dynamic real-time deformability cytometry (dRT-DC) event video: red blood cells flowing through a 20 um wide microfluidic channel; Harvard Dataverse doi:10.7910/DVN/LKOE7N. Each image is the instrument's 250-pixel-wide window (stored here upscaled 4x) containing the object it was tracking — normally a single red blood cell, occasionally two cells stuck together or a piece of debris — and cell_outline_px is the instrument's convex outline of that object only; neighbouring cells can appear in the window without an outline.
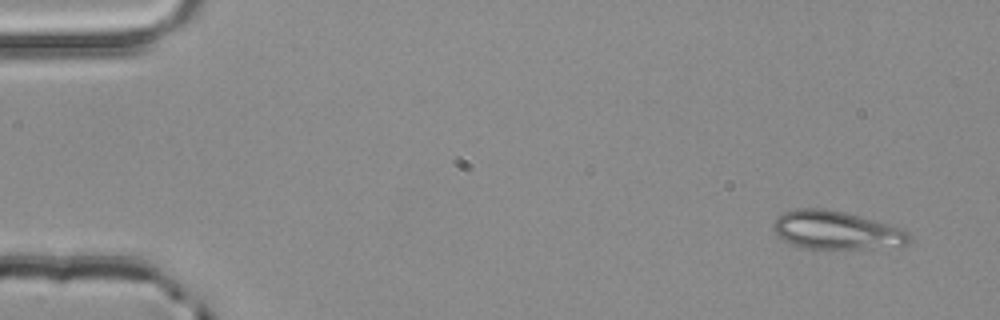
{"species": "common noctule bat (a hibernating species)", "species_latin": "Nyctalus noctula", "temperature_condition": "room temperature", "stored_images_in_passage": 3, "camera_frame_rate_fps": 3000, "um_per_image_px": 0.085, "animal": {"sex": "male", "body_mass_g": 20.4}, "frame": {"image": 1, "passage_image": 1, "time_ms": 0.0, "image_size_px": [1000, 320], "cell_outline_px": [[912, 240], [908, 244], [872, 248], [804, 248], [792, 244], [776, 236], [772, 228], [772, 224], [784, 212], [796, 208], [824, 208], [844, 212], [888, 224], [900, 228], [908, 232]], "centroid_in_image_um": [71.05, 19.56], "position_along_channel_um": 14.0, "area_um2": 30.06}}